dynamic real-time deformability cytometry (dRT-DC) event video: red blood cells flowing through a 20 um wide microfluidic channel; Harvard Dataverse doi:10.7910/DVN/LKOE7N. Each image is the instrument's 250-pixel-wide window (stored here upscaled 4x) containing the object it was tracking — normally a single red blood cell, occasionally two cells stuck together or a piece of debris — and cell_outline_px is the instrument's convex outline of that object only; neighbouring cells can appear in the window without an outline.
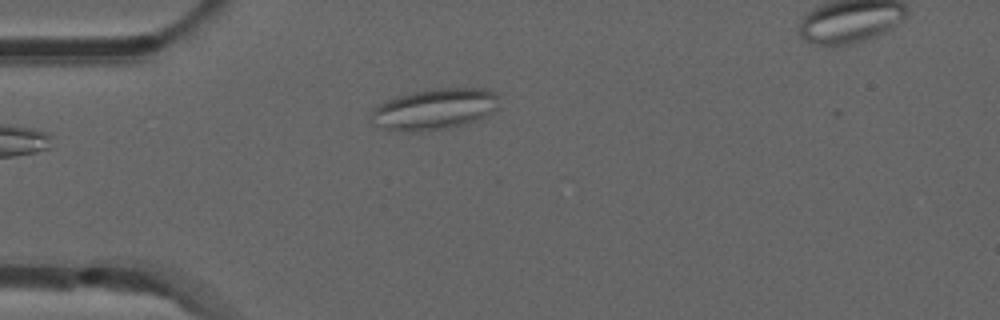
{"species": "common noctule bat (a hibernating species)", "species_latin": "Nyctalus noctula", "temperature_condition": "room temperature", "stored_images_in_passage": 37, "camera_frame_rate_fps": 3000, "um_per_image_px": 0.085, "animal": {"sex": "male", "forearm_length_mm": 52.5}, "frame": {"image": 1, "passage_image": 1, "time_ms": 0.0, "image_size_px": [1000, 320], "cell_outline_px": [[500, 96], [496, 108], [488, 116], [476, 120], [448, 128], [416, 132], [412, 132], [384, 128], [372, 124], [372, 112], [376, 104], [396, 96], [412, 92], [436, 88], [484, 88]], "centroid_in_image_um": [36.93, 9.26], "position_along_channel_um": 48.1, "area_um2": 30.63}}
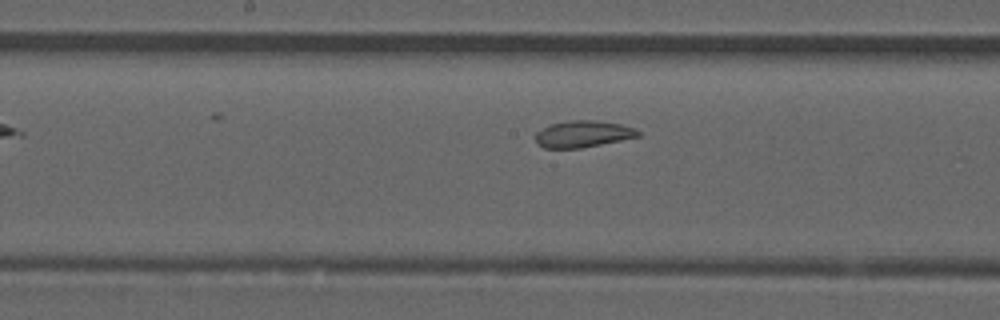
{"frame": {"image": 2, "passage_image": 14, "time_ms": 4.333, "image_size_px": [1000, 320], "cell_outline_px": [[640, 136], [580, 148], [544, 148], [532, 136], [536, 132], [552, 124], [568, 120], [596, 120], [620, 124], [636, 128], [640, 132]], "centroid_in_image_um": [49.55, 11.38], "position_along_channel_um": 198.7, "area_um2": 15.84}}
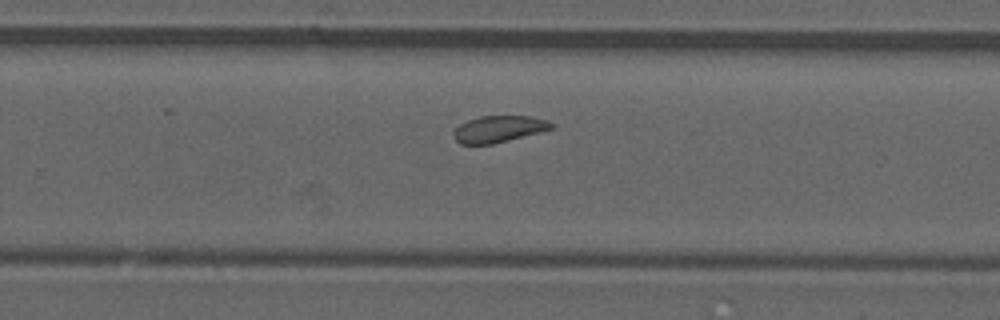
{"frame": {"image": 3, "passage_image": 21, "time_ms": 6.667, "image_size_px": [1000, 320], "cell_outline_px": [[556, 128], [492, 144], [460, 144], [456, 140], [452, 132], [452, 128], [468, 120], [480, 116], [532, 116], [548, 120]], "centroid_in_image_um": [42.38, 10.96], "position_along_channel_um": 287.4, "area_um2": 15.26}, "authors_computed_cell_mechanics": {"area_um2": 16.4152, "velocity_mm_per_s": 3.8211, "shape_relaxation_time_tau1_ms": null, "shape_relaxation_time_tau2_ms": 1.4448, "deformation_change_tau1": null, "deformation_change_tau2": 0.0648}}